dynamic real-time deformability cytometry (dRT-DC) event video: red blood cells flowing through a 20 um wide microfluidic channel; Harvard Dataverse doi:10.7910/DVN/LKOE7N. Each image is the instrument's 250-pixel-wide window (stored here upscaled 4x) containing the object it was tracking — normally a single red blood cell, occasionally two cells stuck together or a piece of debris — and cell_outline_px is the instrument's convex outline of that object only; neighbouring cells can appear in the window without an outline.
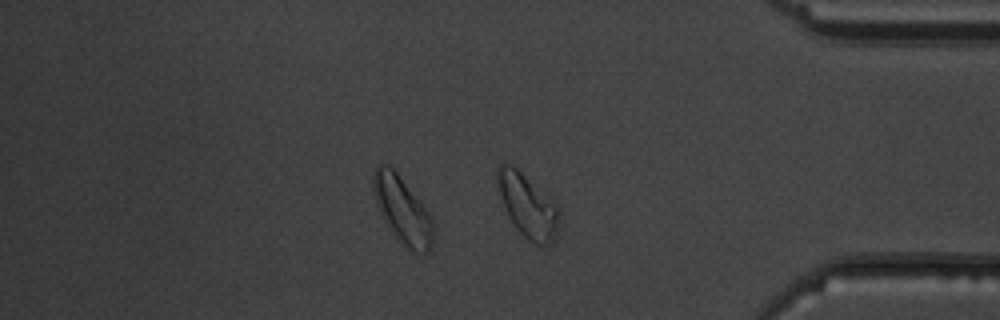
{"species": "common noctule bat (a hibernating species)", "species_latin": "Nyctalus noctula", "temperature_condition": "warm", "stored_images_in_passage": 28, "segment_of_instrument_passage": [2, 2], "camera_frame_rate_fps": 3000, "um_per_image_px": 0.085, "animal": {"sex": "male", "body_mass_g": 19.5, "forearm_length_mm": 54.6}, "frame": {"image": 1, "passage_image": 28, "time_ms": 9.0, "image_size_px": [1000, 320], "cell_outline_px": [[560, 212], [556, 240], [552, 244], [544, 248], [528, 240], [512, 224], [504, 208], [496, 184], [496, 168], [500, 164], [512, 164], [556, 204]], "centroid_in_image_um": [44.84, 17.53], "position_along_channel_um": 390.4, "area_um2": 23.06}}